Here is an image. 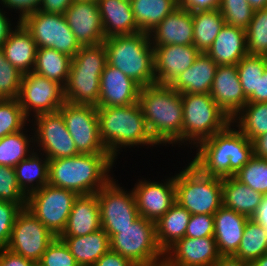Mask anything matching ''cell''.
<instances>
[{"label": "cell", "mask_w": 267, "mask_h": 266, "mask_svg": "<svg viewBox=\"0 0 267 266\" xmlns=\"http://www.w3.org/2000/svg\"><path fill=\"white\" fill-rule=\"evenodd\" d=\"M254 11L267 8V0H247Z\"/></svg>", "instance_id": "6125c7cd"}, {"label": "cell", "mask_w": 267, "mask_h": 266, "mask_svg": "<svg viewBox=\"0 0 267 266\" xmlns=\"http://www.w3.org/2000/svg\"><path fill=\"white\" fill-rule=\"evenodd\" d=\"M221 0H179V6L191 12L218 9Z\"/></svg>", "instance_id": "11a10c76"}, {"label": "cell", "mask_w": 267, "mask_h": 266, "mask_svg": "<svg viewBox=\"0 0 267 266\" xmlns=\"http://www.w3.org/2000/svg\"><path fill=\"white\" fill-rule=\"evenodd\" d=\"M228 25L246 30L254 10L247 0H221L218 7Z\"/></svg>", "instance_id": "ee69618b"}, {"label": "cell", "mask_w": 267, "mask_h": 266, "mask_svg": "<svg viewBox=\"0 0 267 266\" xmlns=\"http://www.w3.org/2000/svg\"><path fill=\"white\" fill-rule=\"evenodd\" d=\"M77 1H97V0H77Z\"/></svg>", "instance_id": "03108f58"}, {"label": "cell", "mask_w": 267, "mask_h": 266, "mask_svg": "<svg viewBox=\"0 0 267 266\" xmlns=\"http://www.w3.org/2000/svg\"><path fill=\"white\" fill-rule=\"evenodd\" d=\"M17 100L30 121L37 115L58 112L66 102L61 84L34 72L23 74Z\"/></svg>", "instance_id": "4fadbf2b"}, {"label": "cell", "mask_w": 267, "mask_h": 266, "mask_svg": "<svg viewBox=\"0 0 267 266\" xmlns=\"http://www.w3.org/2000/svg\"><path fill=\"white\" fill-rule=\"evenodd\" d=\"M250 141L267 133V102L247 103L231 120Z\"/></svg>", "instance_id": "74e56055"}, {"label": "cell", "mask_w": 267, "mask_h": 266, "mask_svg": "<svg viewBox=\"0 0 267 266\" xmlns=\"http://www.w3.org/2000/svg\"><path fill=\"white\" fill-rule=\"evenodd\" d=\"M0 266H34V262L5 247L0 248Z\"/></svg>", "instance_id": "f5cc1de1"}, {"label": "cell", "mask_w": 267, "mask_h": 266, "mask_svg": "<svg viewBox=\"0 0 267 266\" xmlns=\"http://www.w3.org/2000/svg\"><path fill=\"white\" fill-rule=\"evenodd\" d=\"M30 123L34 132L35 150L43 153L49 160L80 154L59 111L37 115Z\"/></svg>", "instance_id": "9a60e30c"}, {"label": "cell", "mask_w": 267, "mask_h": 266, "mask_svg": "<svg viewBox=\"0 0 267 266\" xmlns=\"http://www.w3.org/2000/svg\"><path fill=\"white\" fill-rule=\"evenodd\" d=\"M106 64L107 51L104 43L81 46L71 60L68 80L64 86L65 101L97 106L101 74Z\"/></svg>", "instance_id": "8992f818"}, {"label": "cell", "mask_w": 267, "mask_h": 266, "mask_svg": "<svg viewBox=\"0 0 267 266\" xmlns=\"http://www.w3.org/2000/svg\"><path fill=\"white\" fill-rule=\"evenodd\" d=\"M138 103L154 141L165 148L183 149L181 94L170 85L155 83L140 88Z\"/></svg>", "instance_id": "6da1fadb"}, {"label": "cell", "mask_w": 267, "mask_h": 266, "mask_svg": "<svg viewBox=\"0 0 267 266\" xmlns=\"http://www.w3.org/2000/svg\"><path fill=\"white\" fill-rule=\"evenodd\" d=\"M23 74L11 65L0 48V99H17Z\"/></svg>", "instance_id": "f6af8a7d"}, {"label": "cell", "mask_w": 267, "mask_h": 266, "mask_svg": "<svg viewBox=\"0 0 267 266\" xmlns=\"http://www.w3.org/2000/svg\"><path fill=\"white\" fill-rule=\"evenodd\" d=\"M210 96L232 120L247 104L236 65H218Z\"/></svg>", "instance_id": "44dd1931"}, {"label": "cell", "mask_w": 267, "mask_h": 266, "mask_svg": "<svg viewBox=\"0 0 267 266\" xmlns=\"http://www.w3.org/2000/svg\"><path fill=\"white\" fill-rule=\"evenodd\" d=\"M251 266H267V254L262 255L258 259H255Z\"/></svg>", "instance_id": "be15d7a7"}, {"label": "cell", "mask_w": 267, "mask_h": 266, "mask_svg": "<svg viewBox=\"0 0 267 266\" xmlns=\"http://www.w3.org/2000/svg\"><path fill=\"white\" fill-rule=\"evenodd\" d=\"M217 66L206 53H200L192 66L181 72L170 86L180 94H210Z\"/></svg>", "instance_id": "4316f807"}, {"label": "cell", "mask_w": 267, "mask_h": 266, "mask_svg": "<svg viewBox=\"0 0 267 266\" xmlns=\"http://www.w3.org/2000/svg\"><path fill=\"white\" fill-rule=\"evenodd\" d=\"M248 219L223 205L214 213V238L221 256L237 252Z\"/></svg>", "instance_id": "cb8c5ba5"}, {"label": "cell", "mask_w": 267, "mask_h": 266, "mask_svg": "<svg viewBox=\"0 0 267 266\" xmlns=\"http://www.w3.org/2000/svg\"><path fill=\"white\" fill-rule=\"evenodd\" d=\"M55 238L27 208H23L16 216L6 248L37 263Z\"/></svg>", "instance_id": "2e32d148"}, {"label": "cell", "mask_w": 267, "mask_h": 266, "mask_svg": "<svg viewBox=\"0 0 267 266\" xmlns=\"http://www.w3.org/2000/svg\"><path fill=\"white\" fill-rule=\"evenodd\" d=\"M206 54L217 65H237L248 54L245 30L225 23Z\"/></svg>", "instance_id": "484cf974"}, {"label": "cell", "mask_w": 267, "mask_h": 266, "mask_svg": "<svg viewBox=\"0 0 267 266\" xmlns=\"http://www.w3.org/2000/svg\"><path fill=\"white\" fill-rule=\"evenodd\" d=\"M103 43L109 65L122 71L141 87L156 83L149 33L111 36Z\"/></svg>", "instance_id": "5b68a950"}, {"label": "cell", "mask_w": 267, "mask_h": 266, "mask_svg": "<svg viewBox=\"0 0 267 266\" xmlns=\"http://www.w3.org/2000/svg\"><path fill=\"white\" fill-rule=\"evenodd\" d=\"M212 266H251V263L233 256H221Z\"/></svg>", "instance_id": "94428289"}, {"label": "cell", "mask_w": 267, "mask_h": 266, "mask_svg": "<svg viewBox=\"0 0 267 266\" xmlns=\"http://www.w3.org/2000/svg\"><path fill=\"white\" fill-rule=\"evenodd\" d=\"M183 105V148L193 152L201 141L224 130L230 117L217 105L210 94H181Z\"/></svg>", "instance_id": "ba28073f"}, {"label": "cell", "mask_w": 267, "mask_h": 266, "mask_svg": "<svg viewBox=\"0 0 267 266\" xmlns=\"http://www.w3.org/2000/svg\"><path fill=\"white\" fill-rule=\"evenodd\" d=\"M58 111L80 154H109L99 135L96 106L65 102Z\"/></svg>", "instance_id": "5bb4252c"}, {"label": "cell", "mask_w": 267, "mask_h": 266, "mask_svg": "<svg viewBox=\"0 0 267 266\" xmlns=\"http://www.w3.org/2000/svg\"><path fill=\"white\" fill-rule=\"evenodd\" d=\"M267 102V68L257 83V92H253L248 98L247 103Z\"/></svg>", "instance_id": "6f0895ef"}, {"label": "cell", "mask_w": 267, "mask_h": 266, "mask_svg": "<svg viewBox=\"0 0 267 266\" xmlns=\"http://www.w3.org/2000/svg\"><path fill=\"white\" fill-rule=\"evenodd\" d=\"M192 18L193 45L200 53H206L225 25L224 18L219 9L195 11Z\"/></svg>", "instance_id": "d590c367"}, {"label": "cell", "mask_w": 267, "mask_h": 266, "mask_svg": "<svg viewBox=\"0 0 267 266\" xmlns=\"http://www.w3.org/2000/svg\"><path fill=\"white\" fill-rule=\"evenodd\" d=\"M251 219L264 227L265 233L267 235V194L263 195L262 201Z\"/></svg>", "instance_id": "91938a15"}, {"label": "cell", "mask_w": 267, "mask_h": 266, "mask_svg": "<svg viewBox=\"0 0 267 266\" xmlns=\"http://www.w3.org/2000/svg\"><path fill=\"white\" fill-rule=\"evenodd\" d=\"M267 254V235L264 227L249 218L237 252L233 257L252 263Z\"/></svg>", "instance_id": "f35d334b"}, {"label": "cell", "mask_w": 267, "mask_h": 266, "mask_svg": "<svg viewBox=\"0 0 267 266\" xmlns=\"http://www.w3.org/2000/svg\"><path fill=\"white\" fill-rule=\"evenodd\" d=\"M251 142L253 156L267 160V133L253 138Z\"/></svg>", "instance_id": "680465c9"}, {"label": "cell", "mask_w": 267, "mask_h": 266, "mask_svg": "<svg viewBox=\"0 0 267 266\" xmlns=\"http://www.w3.org/2000/svg\"><path fill=\"white\" fill-rule=\"evenodd\" d=\"M93 266H136L130 259L109 249Z\"/></svg>", "instance_id": "db71d44e"}, {"label": "cell", "mask_w": 267, "mask_h": 266, "mask_svg": "<svg viewBox=\"0 0 267 266\" xmlns=\"http://www.w3.org/2000/svg\"><path fill=\"white\" fill-rule=\"evenodd\" d=\"M18 186L29 195L49 183V159L34 150L14 167Z\"/></svg>", "instance_id": "1f68e13d"}, {"label": "cell", "mask_w": 267, "mask_h": 266, "mask_svg": "<svg viewBox=\"0 0 267 266\" xmlns=\"http://www.w3.org/2000/svg\"><path fill=\"white\" fill-rule=\"evenodd\" d=\"M42 0H0V6L6 11L18 14L16 17L21 21L24 17L39 10Z\"/></svg>", "instance_id": "f907efd6"}, {"label": "cell", "mask_w": 267, "mask_h": 266, "mask_svg": "<svg viewBox=\"0 0 267 266\" xmlns=\"http://www.w3.org/2000/svg\"><path fill=\"white\" fill-rule=\"evenodd\" d=\"M236 67L243 93L248 98L253 92H257L259 78L267 68L265 56L247 54Z\"/></svg>", "instance_id": "ab89813d"}, {"label": "cell", "mask_w": 267, "mask_h": 266, "mask_svg": "<svg viewBox=\"0 0 267 266\" xmlns=\"http://www.w3.org/2000/svg\"><path fill=\"white\" fill-rule=\"evenodd\" d=\"M110 249L130 259L136 266H163L164 252L156 239V223L139 216L130 226L117 229Z\"/></svg>", "instance_id": "9c48e42d"}, {"label": "cell", "mask_w": 267, "mask_h": 266, "mask_svg": "<svg viewBox=\"0 0 267 266\" xmlns=\"http://www.w3.org/2000/svg\"><path fill=\"white\" fill-rule=\"evenodd\" d=\"M21 210L18 204L0 200V248L7 246L16 216Z\"/></svg>", "instance_id": "c3c4849f"}, {"label": "cell", "mask_w": 267, "mask_h": 266, "mask_svg": "<svg viewBox=\"0 0 267 266\" xmlns=\"http://www.w3.org/2000/svg\"><path fill=\"white\" fill-rule=\"evenodd\" d=\"M256 192L267 194V160L253 156L234 176Z\"/></svg>", "instance_id": "7bdbcfd3"}, {"label": "cell", "mask_w": 267, "mask_h": 266, "mask_svg": "<svg viewBox=\"0 0 267 266\" xmlns=\"http://www.w3.org/2000/svg\"><path fill=\"white\" fill-rule=\"evenodd\" d=\"M141 86L122 71L105 65L100 79V97L96 107L129 106L137 103Z\"/></svg>", "instance_id": "7402d4cb"}, {"label": "cell", "mask_w": 267, "mask_h": 266, "mask_svg": "<svg viewBox=\"0 0 267 266\" xmlns=\"http://www.w3.org/2000/svg\"><path fill=\"white\" fill-rule=\"evenodd\" d=\"M78 195L49 183L27 195L26 208L51 233L59 237L64 231L74 199Z\"/></svg>", "instance_id": "30bf717a"}, {"label": "cell", "mask_w": 267, "mask_h": 266, "mask_svg": "<svg viewBox=\"0 0 267 266\" xmlns=\"http://www.w3.org/2000/svg\"><path fill=\"white\" fill-rule=\"evenodd\" d=\"M189 161L204 175L232 177L253 157L252 142L232 123L201 141Z\"/></svg>", "instance_id": "7a4b0ae2"}, {"label": "cell", "mask_w": 267, "mask_h": 266, "mask_svg": "<svg viewBox=\"0 0 267 266\" xmlns=\"http://www.w3.org/2000/svg\"><path fill=\"white\" fill-rule=\"evenodd\" d=\"M72 57L53 48H38L32 72L66 85Z\"/></svg>", "instance_id": "8d00e7d4"}, {"label": "cell", "mask_w": 267, "mask_h": 266, "mask_svg": "<svg viewBox=\"0 0 267 266\" xmlns=\"http://www.w3.org/2000/svg\"><path fill=\"white\" fill-rule=\"evenodd\" d=\"M34 150V132L31 123H29L23 130L0 139V166L14 168Z\"/></svg>", "instance_id": "836d02e7"}, {"label": "cell", "mask_w": 267, "mask_h": 266, "mask_svg": "<svg viewBox=\"0 0 267 266\" xmlns=\"http://www.w3.org/2000/svg\"><path fill=\"white\" fill-rule=\"evenodd\" d=\"M192 12L178 7L149 32L153 47L163 45H193Z\"/></svg>", "instance_id": "603a6c76"}, {"label": "cell", "mask_w": 267, "mask_h": 266, "mask_svg": "<svg viewBox=\"0 0 267 266\" xmlns=\"http://www.w3.org/2000/svg\"><path fill=\"white\" fill-rule=\"evenodd\" d=\"M12 15L13 14H11V12L8 11L6 12V10L0 6V48H2L3 44L7 40L12 30L20 22L19 20H17L18 19L17 17L14 18ZM13 19L15 20V22L13 21Z\"/></svg>", "instance_id": "816d5d0a"}, {"label": "cell", "mask_w": 267, "mask_h": 266, "mask_svg": "<svg viewBox=\"0 0 267 266\" xmlns=\"http://www.w3.org/2000/svg\"><path fill=\"white\" fill-rule=\"evenodd\" d=\"M73 1L74 0H42L39 10L50 14L62 15Z\"/></svg>", "instance_id": "9f6ffc18"}, {"label": "cell", "mask_w": 267, "mask_h": 266, "mask_svg": "<svg viewBox=\"0 0 267 266\" xmlns=\"http://www.w3.org/2000/svg\"><path fill=\"white\" fill-rule=\"evenodd\" d=\"M39 263L43 266H79L68 246L59 237L48 245Z\"/></svg>", "instance_id": "7dc6e473"}, {"label": "cell", "mask_w": 267, "mask_h": 266, "mask_svg": "<svg viewBox=\"0 0 267 266\" xmlns=\"http://www.w3.org/2000/svg\"><path fill=\"white\" fill-rule=\"evenodd\" d=\"M59 238L68 246L79 266H93L110 249V238L102 228L88 235Z\"/></svg>", "instance_id": "f546056e"}, {"label": "cell", "mask_w": 267, "mask_h": 266, "mask_svg": "<svg viewBox=\"0 0 267 266\" xmlns=\"http://www.w3.org/2000/svg\"><path fill=\"white\" fill-rule=\"evenodd\" d=\"M97 116L102 143L116 161L127 150L160 147L150 134L138 102L129 106L97 107Z\"/></svg>", "instance_id": "3957f363"}, {"label": "cell", "mask_w": 267, "mask_h": 266, "mask_svg": "<svg viewBox=\"0 0 267 266\" xmlns=\"http://www.w3.org/2000/svg\"><path fill=\"white\" fill-rule=\"evenodd\" d=\"M0 200L26 208L27 195L18 186L13 167L0 166Z\"/></svg>", "instance_id": "bcb514c9"}, {"label": "cell", "mask_w": 267, "mask_h": 266, "mask_svg": "<svg viewBox=\"0 0 267 266\" xmlns=\"http://www.w3.org/2000/svg\"><path fill=\"white\" fill-rule=\"evenodd\" d=\"M263 194L256 192L248 185L241 183L234 176L222 178V205L251 218Z\"/></svg>", "instance_id": "4dcf8cb0"}, {"label": "cell", "mask_w": 267, "mask_h": 266, "mask_svg": "<svg viewBox=\"0 0 267 266\" xmlns=\"http://www.w3.org/2000/svg\"><path fill=\"white\" fill-rule=\"evenodd\" d=\"M64 16L80 46L97 45L106 39L97 1L74 0Z\"/></svg>", "instance_id": "d6986e66"}, {"label": "cell", "mask_w": 267, "mask_h": 266, "mask_svg": "<svg viewBox=\"0 0 267 266\" xmlns=\"http://www.w3.org/2000/svg\"><path fill=\"white\" fill-rule=\"evenodd\" d=\"M29 123L17 99H0V139L23 130Z\"/></svg>", "instance_id": "b9f144b4"}, {"label": "cell", "mask_w": 267, "mask_h": 266, "mask_svg": "<svg viewBox=\"0 0 267 266\" xmlns=\"http://www.w3.org/2000/svg\"><path fill=\"white\" fill-rule=\"evenodd\" d=\"M115 164L117 161L110 154H78L49 160V184L77 195L97 193L115 176Z\"/></svg>", "instance_id": "277c9868"}, {"label": "cell", "mask_w": 267, "mask_h": 266, "mask_svg": "<svg viewBox=\"0 0 267 266\" xmlns=\"http://www.w3.org/2000/svg\"><path fill=\"white\" fill-rule=\"evenodd\" d=\"M245 32L247 53L264 56L267 53V8L254 11Z\"/></svg>", "instance_id": "60d3db41"}, {"label": "cell", "mask_w": 267, "mask_h": 266, "mask_svg": "<svg viewBox=\"0 0 267 266\" xmlns=\"http://www.w3.org/2000/svg\"><path fill=\"white\" fill-rule=\"evenodd\" d=\"M115 177L96 193L101 227L109 238L117 233V229L130 226L140 216L132 188L122 186Z\"/></svg>", "instance_id": "8fae6325"}, {"label": "cell", "mask_w": 267, "mask_h": 266, "mask_svg": "<svg viewBox=\"0 0 267 266\" xmlns=\"http://www.w3.org/2000/svg\"><path fill=\"white\" fill-rule=\"evenodd\" d=\"M34 266H43V265H41L39 262H37V263H34Z\"/></svg>", "instance_id": "e7e4bbea"}, {"label": "cell", "mask_w": 267, "mask_h": 266, "mask_svg": "<svg viewBox=\"0 0 267 266\" xmlns=\"http://www.w3.org/2000/svg\"><path fill=\"white\" fill-rule=\"evenodd\" d=\"M140 32L149 33L168 14L179 7V0H130Z\"/></svg>", "instance_id": "e575fe53"}, {"label": "cell", "mask_w": 267, "mask_h": 266, "mask_svg": "<svg viewBox=\"0 0 267 266\" xmlns=\"http://www.w3.org/2000/svg\"><path fill=\"white\" fill-rule=\"evenodd\" d=\"M207 236H214V215H191L185 237L200 238Z\"/></svg>", "instance_id": "681fc988"}, {"label": "cell", "mask_w": 267, "mask_h": 266, "mask_svg": "<svg viewBox=\"0 0 267 266\" xmlns=\"http://www.w3.org/2000/svg\"><path fill=\"white\" fill-rule=\"evenodd\" d=\"M7 61L22 74L34 69L37 45L30 32L19 22L2 46Z\"/></svg>", "instance_id": "f1b7e54d"}, {"label": "cell", "mask_w": 267, "mask_h": 266, "mask_svg": "<svg viewBox=\"0 0 267 266\" xmlns=\"http://www.w3.org/2000/svg\"><path fill=\"white\" fill-rule=\"evenodd\" d=\"M186 161L182 170L175 171L176 202L191 215H214L222 206V178L204 175L189 159Z\"/></svg>", "instance_id": "52a82bcc"}, {"label": "cell", "mask_w": 267, "mask_h": 266, "mask_svg": "<svg viewBox=\"0 0 267 266\" xmlns=\"http://www.w3.org/2000/svg\"><path fill=\"white\" fill-rule=\"evenodd\" d=\"M101 228L97 194L78 195L74 199L66 227L60 236L88 235Z\"/></svg>", "instance_id": "d4e9b609"}, {"label": "cell", "mask_w": 267, "mask_h": 266, "mask_svg": "<svg viewBox=\"0 0 267 266\" xmlns=\"http://www.w3.org/2000/svg\"><path fill=\"white\" fill-rule=\"evenodd\" d=\"M191 213L175 202L156 223V239L165 252L177 240L185 237Z\"/></svg>", "instance_id": "d6a6232c"}, {"label": "cell", "mask_w": 267, "mask_h": 266, "mask_svg": "<svg viewBox=\"0 0 267 266\" xmlns=\"http://www.w3.org/2000/svg\"><path fill=\"white\" fill-rule=\"evenodd\" d=\"M200 54L194 45H163L153 47L155 80L170 85L181 72L192 66Z\"/></svg>", "instance_id": "ffe728a7"}, {"label": "cell", "mask_w": 267, "mask_h": 266, "mask_svg": "<svg viewBox=\"0 0 267 266\" xmlns=\"http://www.w3.org/2000/svg\"><path fill=\"white\" fill-rule=\"evenodd\" d=\"M105 38L140 32L130 0H97Z\"/></svg>", "instance_id": "83f0119b"}, {"label": "cell", "mask_w": 267, "mask_h": 266, "mask_svg": "<svg viewBox=\"0 0 267 266\" xmlns=\"http://www.w3.org/2000/svg\"><path fill=\"white\" fill-rule=\"evenodd\" d=\"M165 174L164 179L138 178L132 191L140 216L156 222L176 202L175 174ZM150 180V181H149Z\"/></svg>", "instance_id": "e0dca14e"}, {"label": "cell", "mask_w": 267, "mask_h": 266, "mask_svg": "<svg viewBox=\"0 0 267 266\" xmlns=\"http://www.w3.org/2000/svg\"><path fill=\"white\" fill-rule=\"evenodd\" d=\"M20 22L30 32L37 48H53L72 58L81 48L64 14H50L37 10Z\"/></svg>", "instance_id": "7c38bea8"}, {"label": "cell", "mask_w": 267, "mask_h": 266, "mask_svg": "<svg viewBox=\"0 0 267 266\" xmlns=\"http://www.w3.org/2000/svg\"><path fill=\"white\" fill-rule=\"evenodd\" d=\"M220 257L214 236L183 237L164 252L163 266H212Z\"/></svg>", "instance_id": "ac0fdd59"}]
</instances>
